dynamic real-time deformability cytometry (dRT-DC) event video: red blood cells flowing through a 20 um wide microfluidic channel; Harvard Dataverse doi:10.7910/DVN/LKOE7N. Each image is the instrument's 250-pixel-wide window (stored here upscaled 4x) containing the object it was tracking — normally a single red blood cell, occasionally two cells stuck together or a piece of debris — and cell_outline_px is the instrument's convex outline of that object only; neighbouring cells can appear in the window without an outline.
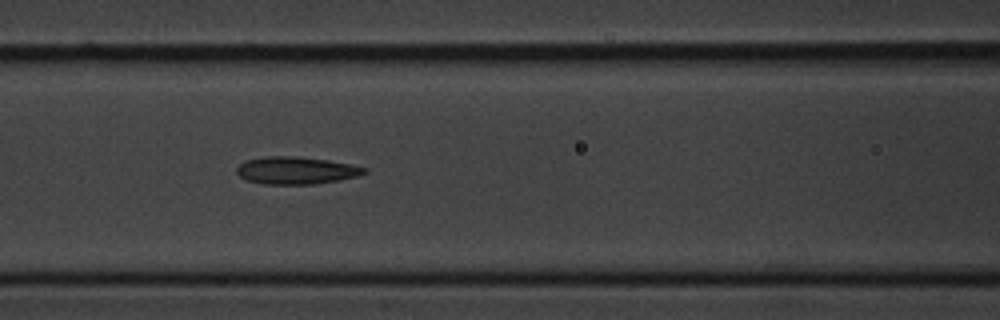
{"species": "common noctule bat (a hibernating species)", "species_latin": "Nyctalus noctula", "temperature_condition": "cold", "stored_images_in_passage": 8, "segment_of_instrument_passage": [1, 2], "camera_frame_rate_fps": 3000, "um_per_image_px": 0.085, "animal": {"sex": "male", "body_mass_g": 20.1, "forearm_length_mm": 53.5}, "frame": {"image": 1, "passage_image": 6, "time_ms": 6.667, "image_size_px": [1000, 320], "cell_outline_px": [[368, 172], [360, 176], [312, 184], [264, 184], [248, 180], [240, 176], [236, 172], [236, 168], [244, 160], [268, 156], [296, 156], [328, 160], [352, 164], [368, 168]], "centroid_in_image_um": [25.2, 14.48], "position_along_channel_um": 141.4, "area_um2": 20.4}}
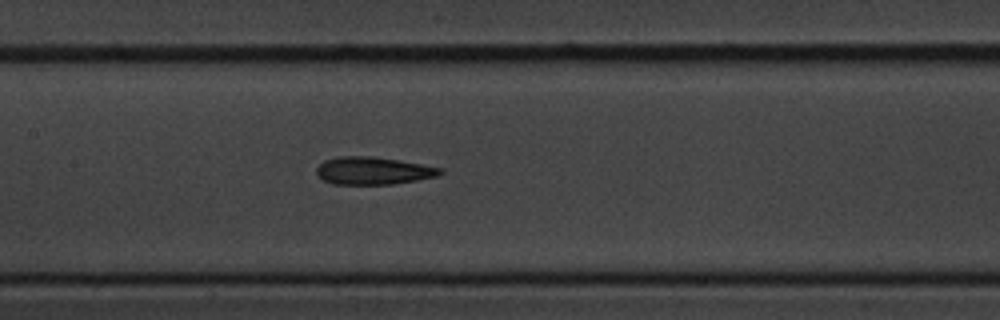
{"frame": {"image": 2, "passage_image": 7, "time_ms": 7.667, "image_size_px": [1000, 320], "cell_outline_px": [[444, 172], [436, 176], [416, 180], [392, 184], [332, 184], [316, 176], [316, 168], [324, 160], [340, 156], [372, 156], [400, 160], [444, 168]], "centroid_in_image_um": [31.71, 14.5], "position_along_channel_um": 175.7, "area_um2": 20.0}}